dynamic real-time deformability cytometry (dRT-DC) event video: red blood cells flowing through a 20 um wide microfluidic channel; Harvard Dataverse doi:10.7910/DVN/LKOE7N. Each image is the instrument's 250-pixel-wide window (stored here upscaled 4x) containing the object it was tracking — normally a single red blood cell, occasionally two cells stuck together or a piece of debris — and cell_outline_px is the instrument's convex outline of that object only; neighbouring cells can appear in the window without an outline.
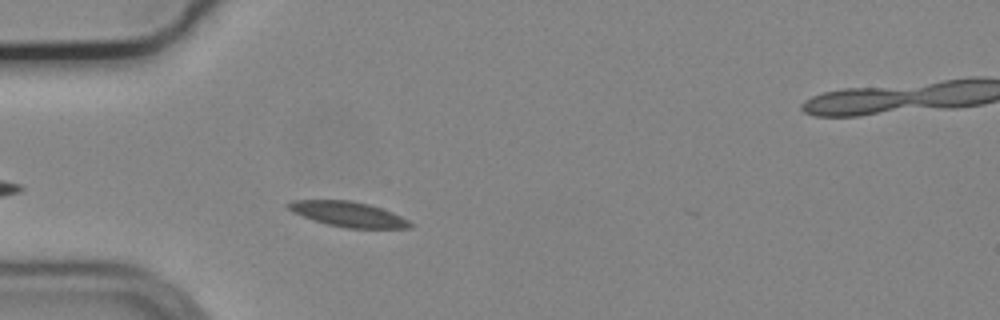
{"species": "common noctule bat (a hibernating species)", "species_latin": "Nyctalus noctula", "temperature_condition": "cold", "stored_images_in_passage": 26, "camera_frame_rate_fps": 3000, "um_per_image_px": 0.085, "animal": {"sex": "male", "body_mass_g": 19.2, "forearm_length_mm": 51.8}, "frame": {"image": 1, "passage_image": 5, "time_ms": 1.333, "image_size_px": [1000, 320], "cell_outline_px": [[412, 228], [344, 228], [312, 220], [292, 212], [284, 204], [292, 200], [352, 200], [368, 204], [392, 212], [408, 220], [412, 224]], "centroid_in_image_um": [29.55, 18.2], "position_along_channel_um": 55.4, "area_um2": 17.86}}